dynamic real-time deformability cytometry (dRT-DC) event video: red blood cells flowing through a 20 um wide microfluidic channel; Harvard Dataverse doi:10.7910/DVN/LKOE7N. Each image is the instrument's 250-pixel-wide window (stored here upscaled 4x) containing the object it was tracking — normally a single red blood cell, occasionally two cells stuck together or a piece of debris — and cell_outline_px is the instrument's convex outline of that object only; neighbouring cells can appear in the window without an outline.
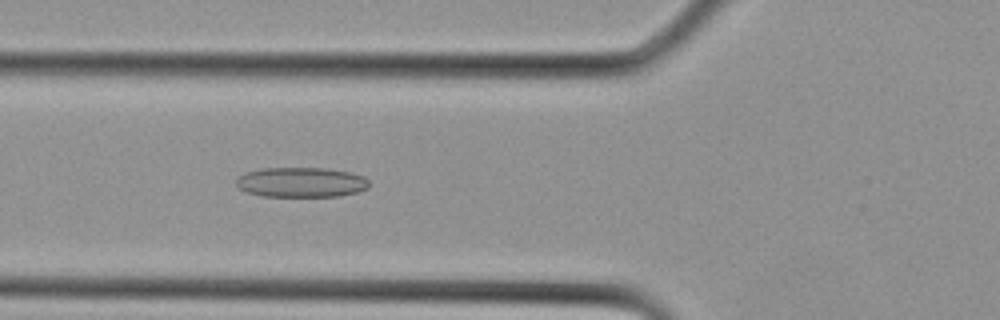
{"species": "Egyptian fruit bat (a non-hibernating species)", "species_latin": "Rousettus aegyptiacus", "temperature_condition": "cold", "stored_images_in_passage": 10, "camera_frame_rate_fps": 3000, "um_per_image_px": 0.085, "animal": {"sex": "female"}, "frame": {"image": 1, "passage_image": 10, "time_ms": 3.0, "image_size_px": [1000, 320], "cell_outline_px": [[368, 188], [356, 192], [340, 196], [260, 196], [248, 192], [240, 188], [236, 184], [236, 176], [244, 172], [260, 168], [328, 168], [352, 172], [364, 176], [368, 180]], "centroid_in_image_um": [25.58, 15.48], "position_along_channel_um": 100.2, "area_um2": 23.41}}